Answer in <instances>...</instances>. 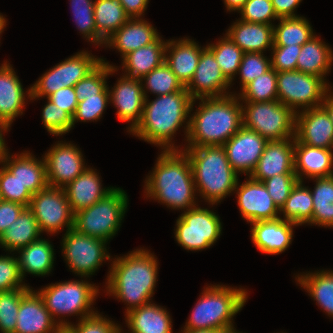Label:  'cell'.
Here are the masks:
<instances>
[{
  "instance_id": "6da1fadb",
  "label": "cell",
  "mask_w": 333,
  "mask_h": 333,
  "mask_svg": "<svg viewBox=\"0 0 333 333\" xmlns=\"http://www.w3.org/2000/svg\"><path fill=\"white\" fill-rule=\"evenodd\" d=\"M234 94L201 100L186 123L187 147L223 146L243 126L242 105Z\"/></svg>"
},
{
  "instance_id": "7a4b0ae2",
  "label": "cell",
  "mask_w": 333,
  "mask_h": 333,
  "mask_svg": "<svg viewBox=\"0 0 333 333\" xmlns=\"http://www.w3.org/2000/svg\"><path fill=\"white\" fill-rule=\"evenodd\" d=\"M162 152L154 171L145 179L146 196L173 209L187 211L196 207V189L189 157L182 149Z\"/></svg>"
},
{
  "instance_id": "3957f363",
  "label": "cell",
  "mask_w": 333,
  "mask_h": 333,
  "mask_svg": "<svg viewBox=\"0 0 333 333\" xmlns=\"http://www.w3.org/2000/svg\"><path fill=\"white\" fill-rule=\"evenodd\" d=\"M157 263L152 253L141 248L116 258L107 277V293L126 302L127 312L149 303L156 285Z\"/></svg>"
},
{
  "instance_id": "277c9868",
  "label": "cell",
  "mask_w": 333,
  "mask_h": 333,
  "mask_svg": "<svg viewBox=\"0 0 333 333\" xmlns=\"http://www.w3.org/2000/svg\"><path fill=\"white\" fill-rule=\"evenodd\" d=\"M194 102L186 88L157 96L151 102L146 97L142 119L131 132L164 150H177L172 143V136L188 119Z\"/></svg>"
},
{
  "instance_id": "5b68a950",
  "label": "cell",
  "mask_w": 333,
  "mask_h": 333,
  "mask_svg": "<svg viewBox=\"0 0 333 333\" xmlns=\"http://www.w3.org/2000/svg\"><path fill=\"white\" fill-rule=\"evenodd\" d=\"M196 191L214 205L235 190L238 173L229 164L223 146L186 147Z\"/></svg>"
},
{
  "instance_id": "8992f818",
  "label": "cell",
  "mask_w": 333,
  "mask_h": 333,
  "mask_svg": "<svg viewBox=\"0 0 333 333\" xmlns=\"http://www.w3.org/2000/svg\"><path fill=\"white\" fill-rule=\"evenodd\" d=\"M203 291L184 330H225L234 327L232 318L246 303L248 292L224 285H212Z\"/></svg>"
},
{
  "instance_id": "52a82bcc",
  "label": "cell",
  "mask_w": 333,
  "mask_h": 333,
  "mask_svg": "<svg viewBox=\"0 0 333 333\" xmlns=\"http://www.w3.org/2000/svg\"><path fill=\"white\" fill-rule=\"evenodd\" d=\"M127 204L125 191L115 187L103 199L75 213L73 229L108 242L118 232Z\"/></svg>"
},
{
  "instance_id": "ba28073f",
  "label": "cell",
  "mask_w": 333,
  "mask_h": 333,
  "mask_svg": "<svg viewBox=\"0 0 333 333\" xmlns=\"http://www.w3.org/2000/svg\"><path fill=\"white\" fill-rule=\"evenodd\" d=\"M243 126L256 131L268 141L295 138L296 112L278 100L244 102Z\"/></svg>"
},
{
  "instance_id": "9c48e42d",
  "label": "cell",
  "mask_w": 333,
  "mask_h": 333,
  "mask_svg": "<svg viewBox=\"0 0 333 333\" xmlns=\"http://www.w3.org/2000/svg\"><path fill=\"white\" fill-rule=\"evenodd\" d=\"M87 281L71 280L46 286L38 291L51 316L80 315V319L95 314L91 308L99 289Z\"/></svg>"
},
{
  "instance_id": "30bf717a",
  "label": "cell",
  "mask_w": 333,
  "mask_h": 333,
  "mask_svg": "<svg viewBox=\"0 0 333 333\" xmlns=\"http://www.w3.org/2000/svg\"><path fill=\"white\" fill-rule=\"evenodd\" d=\"M325 79L306 74L298 70L277 72L278 101L295 109L320 107L325 95L329 92V84Z\"/></svg>"
},
{
  "instance_id": "8fae6325",
  "label": "cell",
  "mask_w": 333,
  "mask_h": 333,
  "mask_svg": "<svg viewBox=\"0 0 333 333\" xmlns=\"http://www.w3.org/2000/svg\"><path fill=\"white\" fill-rule=\"evenodd\" d=\"M221 225L216 213L196 206L184 211L177 219L175 238L186 250H203L218 240L222 231Z\"/></svg>"
},
{
  "instance_id": "7c38bea8",
  "label": "cell",
  "mask_w": 333,
  "mask_h": 333,
  "mask_svg": "<svg viewBox=\"0 0 333 333\" xmlns=\"http://www.w3.org/2000/svg\"><path fill=\"white\" fill-rule=\"evenodd\" d=\"M101 59L95 58L88 51L78 52L43 74L28 89V98L48 97L61 88L74 87L101 62Z\"/></svg>"
},
{
  "instance_id": "4fadbf2b",
  "label": "cell",
  "mask_w": 333,
  "mask_h": 333,
  "mask_svg": "<svg viewBox=\"0 0 333 333\" xmlns=\"http://www.w3.org/2000/svg\"><path fill=\"white\" fill-rule=\"evenodd\" d=\"M37 220L41 232L58 233L64 226L73 228L74 214L63 188L46 187L32 198L27 207Z\"/></svg>"
},
{
  "instance_id": "5bb4252c",
  "label": "cell",
  "mask_w": 333,
  "mask_h": 333,
  "mask_svg": "<svg viewBox=\"0 0 333 333\" xmlns=\"http://www.w3.org/2000/svg\"><path fill=\"white\" fill-rule=\"evenodd\" d=\"M107 241L81 234L75 229L66 231L62 249L69 269L81 277L93 275L102 261L110 260L105 244Z\"/></svg>"
},
{
  "instance_id": "9a60e30c",
  "label": "cell",
  "mask_w": 333,
  "mask_h": 333,
  "mask_svg": "<svg viewBox=\"0 0 333 333\" xmlns=\"http://www.w3.org/2000/svg\"><path fill=\"white\" fill-rule=\"evenodd\" d=\"M79 148L70 143H57L44 156L50 187L63 188L87 167Z\"/></svg>"
},
{
  "instance_id": "2e32d148",
  "label": "cell",
  "mask_w": 333,
  "mask_h": 333,
  "mask_svg": "<svg viewBox=\"0 0 333 333\" xmlns=\"http://www.w3.org/2000/svg\"><path fill=\"white\" fill-rule=\"evenodd\" d=\"M268 140L242 126L224 145L229 164L237 173L249 176L255 170Z\"/></svg>"
},
{
  "instance_id": "e0dca14e",
  "label": "cell",
  "mask_w": 333,
  "mask_h": 333,
  "mask_svg": "<svg viewBox=\"0 0 333 333\" xmlns=\"http://www.w3.org/2000/svg\"><path fill=\"white\" fill-rule=\"evenodd\" d=\"M16 322L14 333H63V329L70 324L53 319L42 297L32 289L21 298Z\"/></svg>"
},
{
  "instance_id": "ac0fdd59",
  "label": "cell",
  "mask_w": 333,
  "mask_h": 333,
  "mask_svg": "<svg viewBox=\"0 0 333 333\" xmlns=\"http://www.w3.org/2000/svg\"><path fill=\"white\" fill-rule=\"evenodd\" d=\"M230 85L231 83L221 72L214 54L207 47H203L196 71L190 83L185 87L191 99L197 100L226 96L229 94L226 92V89Z\"/></svg>"
},
{
  "instance_id": "d6986e66",
  "label": "cell",
  "mask_w": 333,
  "mask_h": 333,
  "mask_svg": "<svg viewBox=\"0 0 333 333\" xmlns=\"http://www.w3.org/2000/svg\"><path fill=\"white\" fill-rule=\"evenodd\" d=\"M238 181L235 187L237 193V203L241 215L247 222L274 220L280 218V209L276 206L263 182L256 181L249 176L238 187Z\"/></svg>"
},
{
  "instance_id": "ffe728a7",
  "label": "cell",
  "mask_w": 333,
  "mask_h": 333,
  "mask_svg": "<svg viewBox=\"0 0 333 333\" xmlns=\"http://www.w3.org/2000/svg\"><path fill=\"white\" fill-rule=\"evenodd\" d=\"M110 93V102L117 108L120 121L131 122L130 133L140 123L143 115L146 91L142 81L137 78L122 76Z\"/></svg>"
},
{
  "instance_id": "44dd1931",
  "label": "cell",
  "mask_w": 333,
  "mask_h": 333,
  "mask_svg": "<svg viewBox=\"0 0 333 333\" xmlns=\"http://www.w3.org/2000/svg\"><path fill=\"white\" fill-rule=\"evenodd\" d=\"M296 112L295 138L303 144L333 149V123L320 106Z\"/></svg>"
},
{
  "instance_id": "7402d4cb",
  "label": "cell",
  "mask_w": 333,
  "mask_h": 333,
  "mask_svg": "<svg viewBox=\"0 0 333 333\" xmlns=\"http://www.w3.org/2000/svg\"><path fill=\"white\" fill-rule=\"evenodd\" d=\"M278 174H295L294 138L268 141L250 177L263 182Z\"/></svg>"
},
{
  "instance_id": "603a6c76",
  "label": "cell",
  "mask_w": 333,
  "mask_h": 333,
  "mask_svg": "<svg viewBox=\"0 0 333 333\" xmlns=\"http://www.w3.org/2000/svg\"><path fill=\"white\" fill-rule=\"evenodd\" d=\"M251 224L253 243L262 253L273 255L282 253L289 247L293 237L292 226H298V224L282 218L257 221Z\"/></svg>"
},
{
  "instance_id": "cb8c5ba5",
  "label": "cell",
  "mask_w": 333,
  "mask_h": 333,
  "mask_svg": "<svg viewBox=\"0 0 333 333\" xmlns=\"http://www.w3.org/2000/svg\"><path fill=\"white\" fill-rule=\"evenodd\" d=\"M73 214L103 199L114 187L102 188L99 175L86 168L72 182L63 187Z\"/></svg>"
},
{
  "instance_id": "d4e9b609",
  "label": "cell",
  "mask_w": 333,
  "mask_h": 333,
  "mask_svg": "<svg viewBox=\"0 0 333 333\" xmlns=\"http://www.w3.org/2000/svg\"><path fill=\"white\" fill-rule=\"evenodd\" d=\"M332 166V149L312 147L294 138V172L299 181L303 175L311 179L332 176Z\"/></svg>"
},
{
  "instance_id": "484cf974",
  "label": "cell",
  "mask_w": 333,
  "mask_h": 333,
  "mask_svg": "<svg viewBox=\"0 0 333 333\" xmlns=\"http://www.w3.org/2000/svg\"><path fill=\"white\" fill-rule=\"evenodd\" d=\"M177 41H167L165 54H170L165 55V62L186 87L196 71L203 48L188 38Z\"/></svg>"
},
{
  "instance_id": "4316f807",
  "label": "cell",
  "mask_w": 333,
  "mask_h": 333,
  "mask_svg": "<svg viewBox=\"0 0 333 333\" xmlns=\"http://www.w3.org/2000/svg\"><path fill=\"white\" fill-rule=\"evenodd\" d=\"M8 155H4L0 163L2 162L32 195L49 186L44 157L42 161L37 160L30 152L21 153L17 157L12 155L13 159Z\"/></svg>"
},
{
  "instance_id": "83f0119b",
  "label": "cell",
  "mask_w": 333,
  "mask_h": 333,
  "mask_svg": "<svg viewBox=\"0 0 333 333\" xmlns=\"http://www.w3.org/2000/svg\"><path fill=\"white\" fill-rule=\"evenodd\" d=\"M158 37L156 29L146 20L130 18L105 41V45L117 48L123 58L128 53L154 42Z\"/></svg>"
},
{
  "instance_id": "f1b7e54d",
  "label": "cell",
  "mask_w": 333,
  "mask_h": 333,
  "mask_svg": "<svg viewBox=\"0 0 333 333\" xmlns=\"http://www.w3.org/2000/svg\"><path fill=\"white\" fill-rule=\"evenodd\" d=\"M25 99L14 69L5 62L0 66V120L11 126L14 118L23 114Z\"/></svg>"
},
{
  "instance_id": "f546056e",
  "label": "cell",
  "mask_w": 333,
  "mask_h": 333,
  "mask_svg": "<svg viewBox=\"0 0 333 333\" xmlns=\"http://www.w3.org/2000/svg\"><path fill=\"white\" fill-rule=\"evenodd\" d=\"M273 27L274 25L237 20L226 34L244 53H263L267 48L273 47Z\"/></svg>"
},
{
  "instance_id": "4dcf8cb0",
  "label": "cell",
  "mask_w": 333,
  "mask_h": 333,
  "mask_svg": "<svg viewBox=\"0 0 333 333\" xmlns=\"http://www.w3.org/2000/svg\"><path fill=\"white\" fill-rule=\"evenodd\" d=\"M130 333H172V321L166 309L151 302L126 312Z\"/></svg>"
},
{
  "instance_id": "1f68e13d",
  "label": "cell",
  "mask_w": 333,
  "mask_h": 333,
  "mask_svg": "<svg viewBox=\"0 0 333 333\" xmlns=\"http://www.w3.org/2000/svg\"><path fill=\"white\" fill-rule=\"evenodd\" d=\"M167 42L159 36L154 42L140 47L123 57V68L125 76L141 79L149 74L154 68L161 66L165 62V50Z\"/></svg>"
},
{
  "instance_id": "d6a6232c",
  "label": "cell",
  "mask_w": 333,
  "mask_h": 333,
  "mask_svg": "<svg viewBox=\"0 0 333 333\" xmlns=\"http://www.w3.org/2000/svg\"><path fill=\"white\" fill-rule=\"evenodd\" d=\"M332 61V49L314 35L302 45L296 70L324 79L331 70Z\"/></svg>"
},
{
  "instance_id": "836d02e7",
  "label": "cell",
  "mask_w": 333,
  "mask_h": 333,
  "mask_svg": "<svg viewBox=\"0 0 333 333\" xmlns=\"http://www.w3.org/2000/svg\"><path fill=\"white\" fill-rule=\"evenodd\" d=\"M53 246L48 240L39 238L18 252V265L22 279L25 273L44 276L51 272L54 263Z\"/></svg>"
},
{
  "instance_id": "e575fe53",
  "label": "cell",
  "mask_w": 333,
  "mask_h": 333,
  "mask_svg": "<svg viewBox=\"0 0 333 333\" xmlns=\"http://www.w3.org/2000/svg\"><path fill=\"white\" fill-rule=\"evenodd\" d=\"M39 229L35 215L26 207L19 217L1 235L0 244L10 253L19 251L39 239Z\"/></svg>"
},
{
  "instance_id": "d590c367",
  "label": "cell",
  "mask_w": 333,
  "mask_h": 333,
  "mask_svg": "<svg viewBox=\"0 0 333 333\" xmlns=\"http://www.w3.org/2000/svg\"><path fill=\"white\" fill-rule=\"evenodd\" d=\"M97 35L105 42L130 18L119 0H94Z\"/></svg>"
},
{
  "instance_id": "8d00e7d4",
  "label": "cell",
  "mask_w": 333,
  "mask_h": 333,
  "mask_svg": "<svg viewBox=\"0 0 333 333\" xmlns=\"http://www.w3.org/2000/svg\"><path fill=\"white\" fill-rule=\"evenodd\" d=\"M277 27H273V46H302L315 34L304 17L279 18Z\"/></svg>"
},
{
  "instance_id": "74e56055",
  "label": "cell",
  "mask_w": 333,
  "mask_h": 333,
  "mask_svg": "<svg viewBox=\"0 0 333 333\" xmlns=\"http://www.w3.org/2000/svg\"><path fill=\"white\" fill-rule=\"evenodd\" d=\"M313 179H316V186L311 191L313 212L308 223L333 227V175Z\"/></svg>"
},
{
  "instance_id": "f35d334b",
  "label": "cell",
  "mask_w": 333,
  "mask_h": 333,
  "mask_svg": "<svg viewBox=\"0 0 333 333\" xmlns=\"http://www.w3.org/2000/svg\"><path fill=\"white\" fill-rule=\"evenodd\" d=\"M297 281L316 300V303L333 317V271H319L297 276Z\"/></svg>"
},
{
  "instance_id": "ab89813d",
  "label": "cell",
  "mask_w": 333,
  "mask_h": 333,
  "mask_svg": "<svg viewBox=\"0 0 333 333\" xmlns=\"http://www.w3.org/2000/svg\"><path fill=\"white\" fill-rule=\"evenodd\" d=\"M303 181H298L292 188L280 212L284 213L283 220L302 225L312 218L313 197L310 189L303 186Z\"/></svg>"
},
{
  "instance_id": "60d3db41",
  "label": "cell",
  "mask_w": 333,
  "mask_h": 333,
  "mask_svg": "<svg viewBox=\"0 0 333 333\" xmlns=\"http://www.w3.org/2000/svg\"><path fill=\"white\" fill-rule=\"evenodd\" d=\"M215 45L209 44L206 47L214 54L218 62L221 72L225 78L231 83L233 77L238 73L244 52L230 39L226 34Z\"/></svg>"
},
{
  "instance_id": "b9f144b4",
  "label": "cell",
  "mask_w": 333,
  "mask_h": 333,
  "mask_svg": "<svg viewBox=\"0 0 333 333\" xmlns=\"http://www.w3.org/2000/svg\"><path fill=\"white\" fill-rule=\"evenodd\" d=\"M116 70L117 68L101 59L91 72L74 85L77 102L83 101L86 97L98 96L107 87V76Z\"/></svg>"
},
{
  "instance_id": "7bdbcfd3",
  "label": "cell",
  "mask_w": 333,
  "mask_h": 333,
  "mask_svg": "<svg viewBox=\"0 0 333 333\" xmlns=\"http://www.w3.org/2000/svg\"><path fill=\"white\" fill-rule=\"evenodd\" d=\"M239 96L245 102H268L278 100L277 71L270 69L247 84Z\"/></svg>"
},
{
  "instance_id": "ee69618b",
  "label": "cell",
  "mask_w": 333,
  "mask_h": 333,
  "mask_svg": "<svg viewBox=\"0 0 333 333\" xmlns=\"http://www.w3.org/2000/svg\"><path fill=\"white\" fill-rule=\"evenodd\" d=\"M31 288H20L0 292V331L14 333L17 325L21 298Z\"/></svg>"
},
{
  "instance_id": "f6af8a7d",
  "label": "cell",
  "mask_w": 333,
  "mask_h": 333,
  "mask_svg": "<svg viewBox=\"0 0 333 333\" xmlns=\"http://www.w3.org/2000/svg\"><path fill=\"white\" fill-rule=\"evenodd\" d=\"M146 81V89L157 96L170 94L183 90L185 87L171 71L170 67L164 62L161 66L154 68L149 74L141 79Z\"/></svg>"
},
{
  "instance_id": "bcb514c9",
  "label": "cell",
  "mask_w": 333,
  "mask_h": 333,
  "mask_svg": "<svg viewBox=\"0 0 333 333\" xmlns=\"http://www.w3.org/2000/svg\"><path fill=\"white\" fill-rule=\"evenodd\" d=\"M77 28L84 34L85 38L95 45L105 44L97 35L94 18V1L92 0H70Z\"/></svg>"
},
{
  "instance_id": "7dc6e473",
  "label": "cell",
  "mask_w": 333,
  "mask_h": 333,
  "mask_svg": "<svg viewBox=\"0 0 333 333\" xmlns=\"http://www.w3.org/2000/svg\"><path fill=\"white\" fill-rule=\"evenodd\" d=\"M0 196L1 200L20 203L28 207L32 194L23 186L4 165L0 168Z\"/></svg>"
},
{
  "instance_id": "c3c4849f",
  "label": "cell",
  "mask_w": 333,
  "mask_h": 333,
  "mask_svg": "<svg viewBox=\"0 0 333 333\" xmlns=\"http://www.w3.org/2000/svg\"><path fill=\"white\" fill-rule=\"evenodd\" d=\"M109 91L107 86L100 94H98V96L86 97V99L79 102L75 114L72 117L73 126L78 120L86 122L100 119L108 101L110 100Z\"/></svg>"
},
{
  "instance_id": "681fc988",
  "label": "cell",
  "mask_w": 333,
  "mask_h": 333,
  "mask_svg": "<svg viewBox=\"0 0 333 333\" xmlns=\"http://www.w3.org/2000/svg\"><path fill=\"white\" fill-rule=\"evenodd\" d=\"M271 69V60L263 56V53H244L238 73L241 75V90L260 75Z\"/></svg>"
},
{
  "instance_id": "f907efd6",
  "label": "cell",
  "mask_w": 333,
  "mask_h": 333,
  "mask_svg": "<svg viewBox=\"0 0 333 333\" xmlns=\"http://www.w3.org/2000/svg\"><path fill=\"white\" fill-rule=\"evenodd\" d=\"M44 106L42 122L47 131L55 136L68 133L73 127L72 117L51 101Z\"/></svg>"
},
{
  "instance_id": "816d5d0a",
  "label": "cell",
  "mask_w": 333,
  "mask_h": 333,
  "mask_svg": "<svg viewBox=\"0 0 333 333\" xmlns=\"http://www.w3.org/2000/svg\"><path fill=\"white\" fill-rule=\"evenodd\" d=\"M63 333H122L119 325L95 313L83 318L77 325L69 324Z\"/></svg>"
},
{
  "instance_id": "f5cc1de1",
  "label": "cell",
  "mask_w": 333,
  "mask_h": 333,
  "mask_svg": "<svg viewBox=\"0 0 333 333\" xmlns=\"http://www.w3.org/2000/svg\"><path fill=\"white\" fill-rule=\"evenodd\" d=\"M239 12H241L240 19L250 23L272 25V19H279L274 12L271 0H248Z\"/></svg>"
},
{
  "instance_id": "db71d44e",
  "label": "cell",
  "mask_w": 333,
  "mask_h": 333,
  "mask_svg": "<svg viewBox=\"0 0 333 333\" xmlns=\"http://www.w3.org/2000/svg\"><path fill=\"white\" fill-rule=\"evenodd\" d=\"M298 181L296 174H278L263 183L276 206L281 209Z\"/></svg>"
},
{
  "instance_id": "11a10c76",
  "label": "cell",
  "mask_w": 333,
  "mask_h": 333,
  "mask_svg": "<svg viewBox=\"0 0 333 333\" xmlns=\"http://www.w3.org/2000/svg\"><path fill=\"white\" fill-rule=\"evenodd\" d=\"M22 280L17 257L0 256V292L30 288Z\"/></svg>"
},
{
  "instance_id": "9f6ffc18",
  "label": "cell",
  "mask_w": 333,
  "mask_h": 333,
  "mask_svg": "<svg viewBox=\"0 0 333 333\" xmlns=\"http://www.w3.org/2000/svg\"><path fill=\"white\" fill-rule=\"evenodd\" d=\"M302 46H273L271 68L277 72L294 71Z\"/></svg>"
},
{
  "instance_id": "6f0895ef",
  "label": "cell",
  "mask_w": 333,
  "mask_h": 333,
  "mask_svg": "<svg viewBox=\"0 0 333 333\" xmlns=\"http://www.w3.org/2000/svg\"><path fill=\"white\" fill-rule=\"evenodd\" d=\"M47 100L64 110L71 117L74 116L77 108V97L73 87L61 88L47 97Z\"/></svg>"
},
{
  "instance_id": "680465c9",
  "label": "cell",
  "mask_w": 333,
  "mask_h": 333,
  "mask_svg": "<svg viewBox=\"0 0 333 333\" xmlns=\"http://www.w3.org/2000/svg\"><path fill=\"white\" fill-rule=\"evenodd\" d=\"M26 206L11 202L1 200L0 202V237L8 229V227L16 221L22 211Z\"/></svg>"
},
{
  "instance_id": "91938a15",
  "label": "cell",
  "mask_w": 333,
  "mask_h": 333,
  "mask_svg": "<svg viewBox=\"0 0 333 333\" xmlns=\"http://www.w3.org/2000/svg\"><path fill=\"white\" fill-rule=\"evenodd\" d=\"M275 14L278 18L297 17L294 11L302 0H271Z\"/></svg>"
},
{
  "instance_id": "94428289",
  "label": "cell",
  "mask_w": 333,
  "mask_h": 333,
  "mask_svg": "<svg viewBox=\"0 0 333 333\" xmlns=\"http://www.w3.org/2000/svg\"><path fill=\"white\" fill-rule=\"evenodd\" d=\"M129 18H140L149 0H119Z\"/></svg>"
},
{
  "instance_id": "6125c7cd",
  "label": "cell",
  "mask_w": 333,
  "mask_h": 333,
  "mask_svg": "<svg viewBox=\"0 0 333 333\" xmlns=\"http://www.w3.org/2000/svg\"><path fill=\"white\" fill-rule=\"evenodd\" d=\"M321 106L326 110L328 113L331 122L333 123V94L330 93L325 95L324 100L321 104Z\"/></svg>"
},
{
  "instance_id": "be15d7a7",
  "label": "cell",
  "mask_w": 333,
  "mask_h": 333,
  "mask_svg": "<svg viewBox=\"0 0 333 333\" xmlns=\"http://www.w3.org/2000/svg\"><path fill=\"white\" fill-rule=\"evenodd\" d=\"M8 127H10L8 124H6L4 121L0 120V161L4 155L8 153L7 149L5 148V141L3 139V131L7 132Z\"/></svg>"
},
{
  "instance_id": "e7e4bbea",
  "label": "cell",
  "mask_w": 333,
  "mask_h": 333,
  "mask_svg": "<svg viewBox=\"0 0 333 333\" xmlns=\"http://www.w3.org/2000/svg\"><path fill=\"white\" fill-rule=\"evenodd\" d=\"M248 0H224L226 9L229 11H239Z\"/></svg>"
},
{
  "instance_id": "03108f58",
  "label": "cell",
  "mask_w": 333,
  "mask_h": 333,
  "mask_svg": "<svg viewBox=\"0 0 333 333\" xmlns=\"http://www.w3.org/2000/svg\"><path fill=\"white\" fill-rule=\"evenodd\" d=\"M182 333H218V330L214 329L183 330Z\"/></svg>"
},
{
  "instance_id": "003e7915",
  "label": "cell",
  "mask_w": 333,
  "mask_h": 333,
  "mask_svg": "<svg viewBox=\"0 0 333 333\" xmlns=\"http://www.w3.org/2000/svg\"><path fill=\"white\" fill-rule=\"evenodd\" d=\"M6 26V20L3 15L0 14V34L4 31L3 29Z\"/></svg>"
},
{
  "instance_id": "a7ac6f4b",
  "label": "cell",
  "mask_w": 333,
  "mask_h": 333,
  "mask_svg": "<svg viewBox=\"0 0 333 333\" xmlns=\"http://www.w3.org/2000/svg\"><path fill=\"white\" fill-rule=\"evenodd\" d=\"M218 333H239L237 332L234 327L229 328V329H225V330H218Z\"/></svg>"
}]
</instances>
